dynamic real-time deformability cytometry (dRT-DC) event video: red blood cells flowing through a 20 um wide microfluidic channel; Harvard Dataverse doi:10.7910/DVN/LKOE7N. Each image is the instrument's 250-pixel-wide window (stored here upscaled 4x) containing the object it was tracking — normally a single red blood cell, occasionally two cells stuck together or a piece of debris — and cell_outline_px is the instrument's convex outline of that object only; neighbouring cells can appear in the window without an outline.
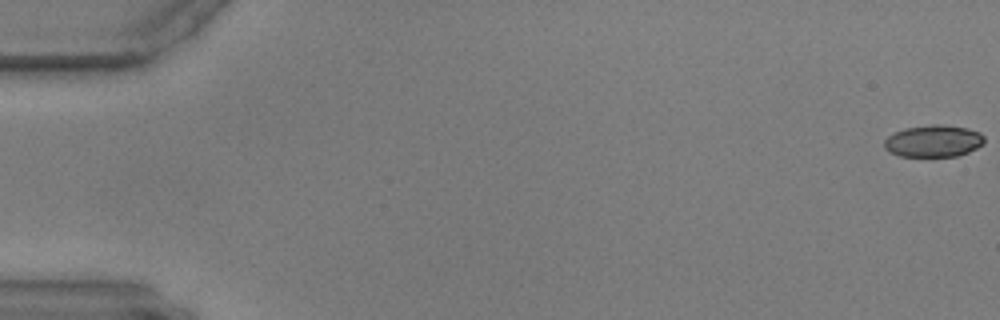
{"species": "common noctule bat (a hibernating species)", "species_latin": "Nyctalus noctula", "temperature_condition": "warm", "stored_images_in_passage": 18, "camera_frame_rate_fps": 3000, "um_per_image_px": 0.085, "animal": {"sex": "male", "body_mass_g": 17.9, "forearm_length_mm": 54.2}, "frame": {"image": 1, "passage_image": 1, "time_ms": 0.0, "image_size_px": [1000, 320], "cell_outline_px": [[984, 144], [968, 152], [956, 156], [900, 156], [888, 152], [884, 148], [884, 140], [892, 132], [904, 128], [932, 124], [940, 124], [968, 128], [980, 132], [984, 136]], "centroid_in_image_um": [79.32, 11.98], "position_along_channel_um": 5.7, "area_um2": 18.84}}
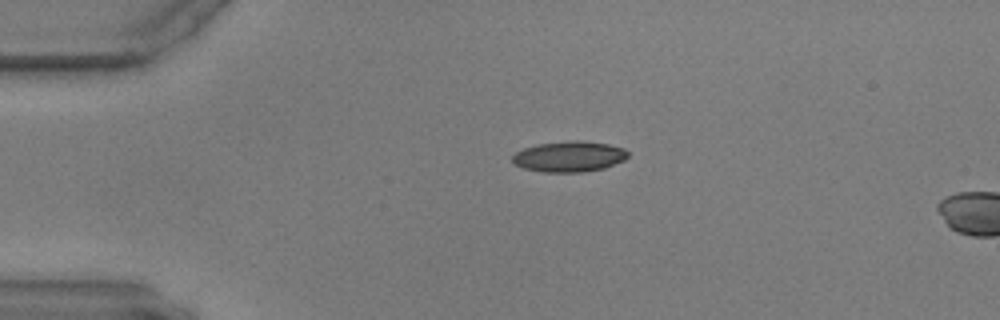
{"frame": {"image": 2, "passage_image": 14, "time_ms": 4.333, "image_size_px": [1000, 320], "cell_outline_px": [[628, 156], [624, 160], [604, 168], [584, 172], [544, 172], [524, 168], [512, 164], [512, 156], [516, 152], [524, 148], [536, 144], [576, 140], [580, 140], [608, 144], [624, 148], [628, 152]], "centroid_in_image_um": [48.37, 13.3], "position_along_channel_um": 36.6, "area_um2": 20.69}}